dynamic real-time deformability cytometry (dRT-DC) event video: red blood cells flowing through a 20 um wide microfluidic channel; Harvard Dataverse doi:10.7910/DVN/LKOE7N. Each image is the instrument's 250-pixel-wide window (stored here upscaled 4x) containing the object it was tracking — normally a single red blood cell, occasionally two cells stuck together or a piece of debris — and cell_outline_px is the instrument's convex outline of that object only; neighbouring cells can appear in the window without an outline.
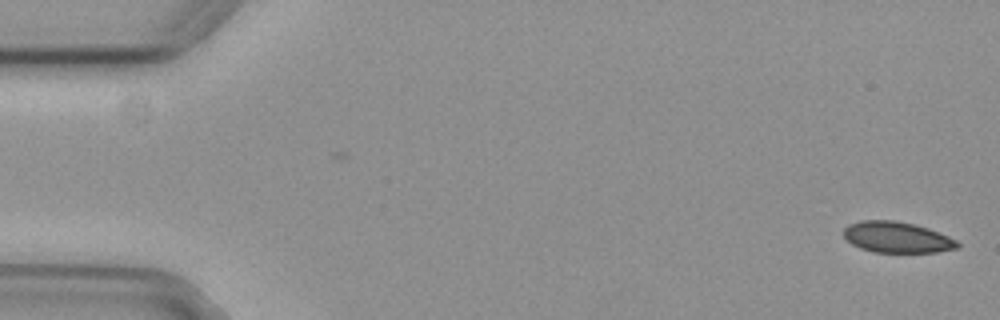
{"species": "common noctule bat (a hibernating species)", "species_latin": "Nyctalus noctula", "temperature_condition": "cold", "stored_images_in_passage": 55, "camera_frame_rate_fps": 3000, "um_per_image_px": 0.085, "animal": {"sex": "female", "body_mass_g": 29.2, "forearm_length_mm": 56.3}, "frame": {"image": 1, "passage_image": 1, "time_ms": 0.0, "image_size_px": [1000, 320], "cell_outline_px": [[960, 248], [936, 252], [872, 252], [860, 248], [852, 244], [844, 236], [844, 228], [848, 224], [860, 220], [892, 220], [912, 224], [928, 228], [948, 236], [956, 240], [960, 244]], "centroid_in_image_um": [76.24, 20.17], "position_along_channel_um": 8.8, "area_um2": 20.52}}
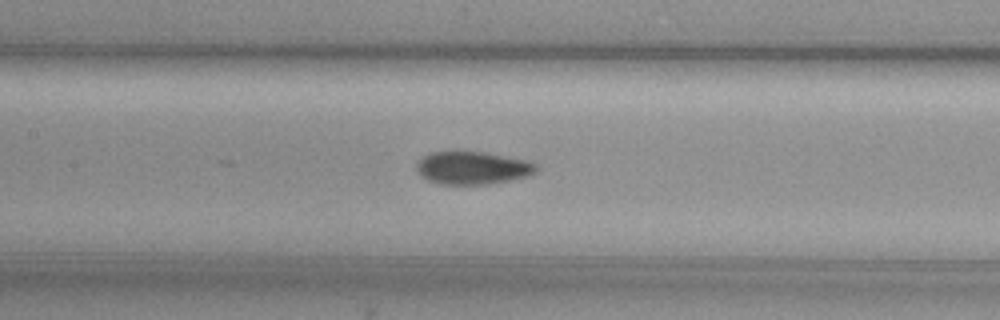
{"frame": {"image": 2, "passage_image": 25, "time_ms": 8.0, "image_size_px": [1000, 320], "cell_outline_px": [[536, 172], [528, 176], [488, 184], [440, 184], [428, 180], [416, 168], [416, 164], [424, 156], [432, 152], [484, 152], [524, 160], [536, 164]], "centroid_in_image_um": [40.17, 14.28], "position_along_channel_um": 167.2, "area_um2": 22.37}}
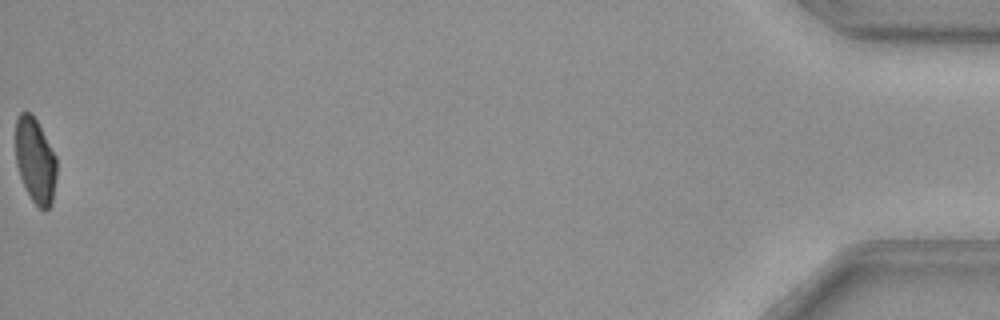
{"frame": {"image": 3, "passage_image": 55, "time_ms": 18.0, "image_size_px": [1000, 320], "cell_outline_px": [[56, 176], [52, 204], [44, 212], [32, 200], [20, 176], [16, 164], [16, 120], [20, 112], [32, 112], [56, 156]], "centroid_in_image_um": [3.0, 13.64], "position_along_channel_um": 432.2, "area_um2": 20.29}}